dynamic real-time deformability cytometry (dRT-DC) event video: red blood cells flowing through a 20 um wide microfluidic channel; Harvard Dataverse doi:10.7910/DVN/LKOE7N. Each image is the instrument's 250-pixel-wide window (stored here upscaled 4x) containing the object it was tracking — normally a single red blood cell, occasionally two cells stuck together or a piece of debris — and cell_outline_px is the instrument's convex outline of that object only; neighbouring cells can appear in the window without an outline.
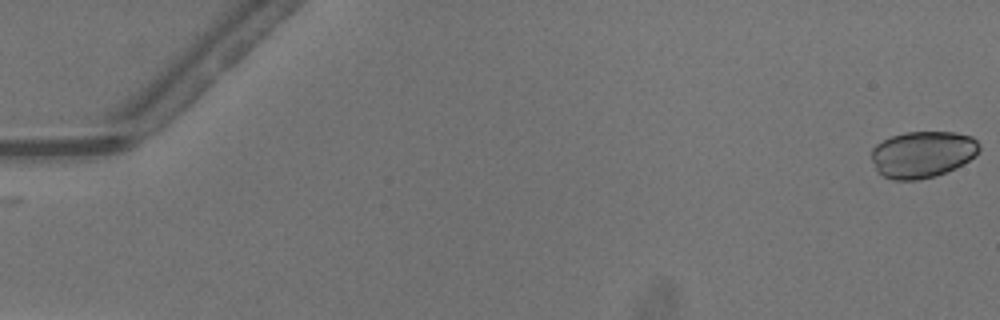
{"species": "common noctule bat (a hibernating species)", "species_latin": "Nyctalus noctula", "temperature_condition": "warm", "stored_images_in_passage": 41, "camera_frame_rate_fps": 3000, "um_per_image_px": 0.085, "animal": {"sex": "male", "body_mass_g": 13.3}, "frame": {"image": 1, "passage_image": 1, "time_ms": 0.0, "image_size_px": [1000, 320], "cell_outline_px": [[980, 152], [976, 156], [936, 176], [916, 180], [892, 180], [884, 176], [876, 168], [872, 160], [872, 148], [876, 144], [892, 136], [904, 132], [956, 132], [972, 136], [980, 144]], "centroid_in_image_um": [78.43, 13.1], "position_along_channel_um": 6.6, "area_um2": 29.13}}
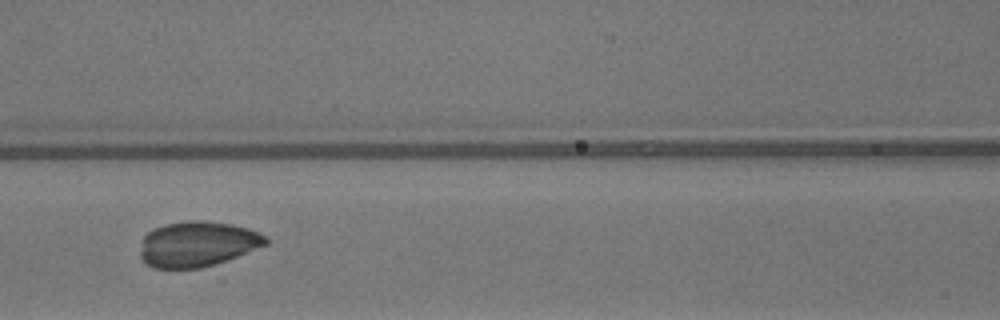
{"frame": {"image": 2, "passage_image": 24, "time_ms": 7.667, "image_size_px": [1000, 320], "cell_outline_px": [[268, 244], [216, 264], [200, 268], [152, 268], [144, 264], [140, 256], [140, 252], [144, 236], [152, 228], [164, 224], [184, 220], [204, 220], [232, 224], [248, 228], [268, 236]], "centroid_in_image_um": [16.77, 20.73], "position_along_channel_um": 149.8, "area_um2": 33.52}}
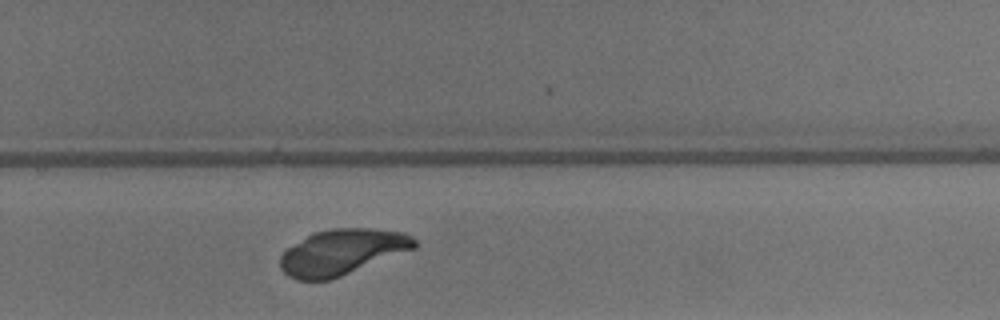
{"frame": {"image": 3, "passage_image": 35, "time_ms": 11.333, "image_size_px": [1000, 320], "cell_outline_px": [[416, 248], [340, 276], [328, 280], [296, 280], [288, 276], [280, 268], [280, 256], [288, 248], [308, 236], [316, 232], [332, 228], [368, 228], [404, 232], [412, 236], [416, 240]], "centroid_in_image_um": [29.08, 21.42], "position_along_channel_um": 300.7, "area_um2": 35.32}}